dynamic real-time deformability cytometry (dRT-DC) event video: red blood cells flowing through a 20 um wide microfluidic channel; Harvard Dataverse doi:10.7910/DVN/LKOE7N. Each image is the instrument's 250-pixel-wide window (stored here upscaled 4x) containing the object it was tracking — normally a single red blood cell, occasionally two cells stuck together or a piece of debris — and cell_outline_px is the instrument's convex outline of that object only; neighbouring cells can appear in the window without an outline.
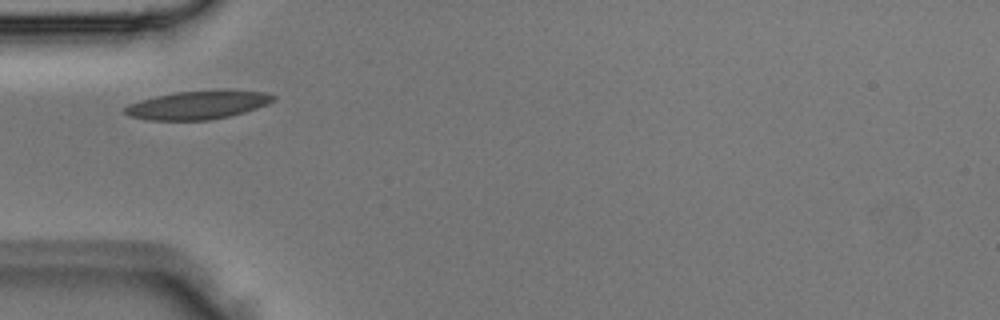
{"species": "Egyptian fruit bat (a non-hibernating species)", "species_latin": "Rousettus aegyptiacus", "temperature_condition": "room temperature", "stored_images_in_passage": 3, "camera_frame_rate_fps": 3000, "um_per_image_px": 0.085, "animal": {"sex": "male"}, "frame": {"image": 1, "passage_image": 2, "time_ms": 0.333, "image_size_px": [1000, 320], "cell_outline_px": [[276, 100], [268, 104], [244, 112], [228, 116], [208, 120], [148, 120], [128, 116], [124, 112], [124, 108], [128, 104], [140, 100], [156, 96], [176, 92], [220, 88], [224, 88], [268, 92], [276, 96]], "centroid_in_image_um": [16.87, 8.89], "position_along_channel_um": 68.1, "area_um2": 25.2}}